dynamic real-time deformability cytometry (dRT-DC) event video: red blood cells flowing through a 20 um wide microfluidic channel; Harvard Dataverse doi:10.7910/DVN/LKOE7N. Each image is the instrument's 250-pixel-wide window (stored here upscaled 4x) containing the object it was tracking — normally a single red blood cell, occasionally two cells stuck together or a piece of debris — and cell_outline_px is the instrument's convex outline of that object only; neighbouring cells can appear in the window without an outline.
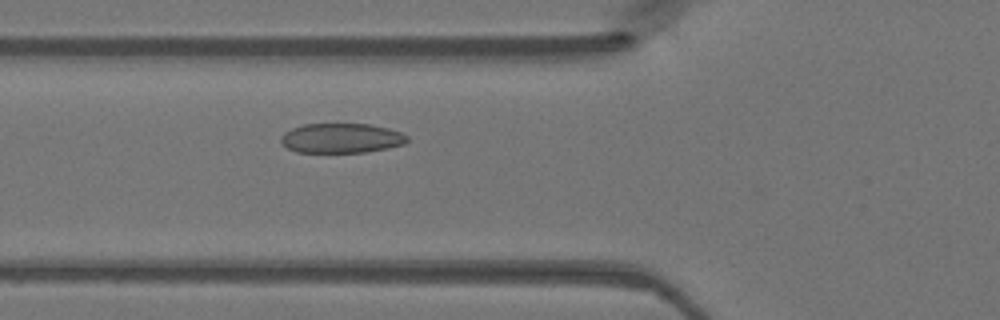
{"species": "Egyptian fruit bat (a non-hibernating species)", "species_latin": "Rousettus aegyptiacus", "temperature_condition": "warm", "stored_images_in_passage": 42, "camera_frame_rate_fps": 3000, "um_per_image_px": 0.085, "animal": {"sex": "female"}, "frame": {"image": 1, "passage_image": 11, "time_ms": 3.333, "image_size_px": [1000, 320], "cell_outline_px": [[408, 140], [404, 144], [388, 148], [364, 152], [296, 152], [288, 148], [280, 140], [280, 136], [284, 132], [292, 128], [304, 124], [368, 124], [388, 128], [400, 132], [408, 136]], "centroid_in_image_um": [29.01, 11.74], "position_along_channel_um": 96.8, "area_um2": 21.79}}
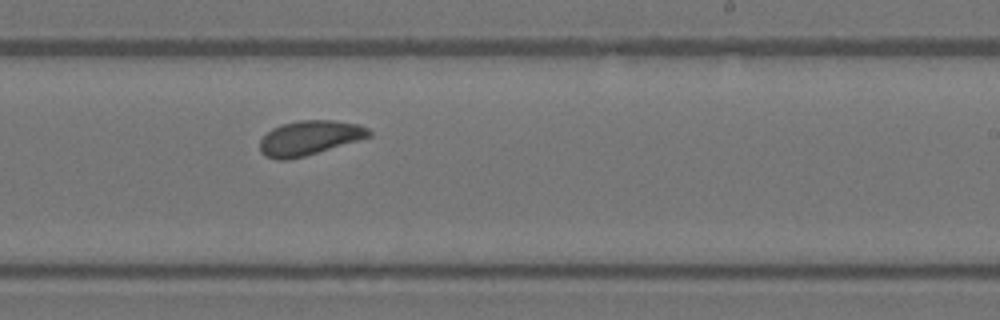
{"frame": {"image": 2, "passage_image": 23, "time_ms": 7.333, "image_size_px": [1000, 320], "cell_outline_px": [[372, 136], [304, 156], [288, 160], [276, 160], [264, 156], [260, 152], [260, 140], [272, 128], [284, 124], [300, 120], [332, 120], [360, 124], [368, 128], [372, 132]], "centroid_in_image_um": [26.3, 11.72], "position_along_channel_um": 262.7, "area_um2": 21.91}}
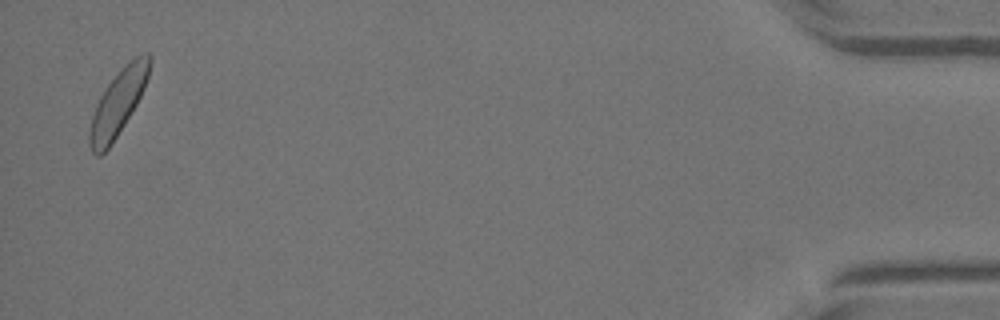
{"frame": {"image": 3, "passage_image": 41, "time_ms": 13.333, "image_size_px": [1000, 320], "cell_outline_px": [[152, 60], [148, 76], [144, 88], [136, 104], [112, 144], [100, 156], [96, 156], [92, 152], [88, 140], [88, 132], [92, 116], [96, 104], [100, 96], [108, 84], [124, 64], [136, 56], [144, 52], [148, 52], [152, 56]], "centroid_in_image_um": [10.03, 8.73], "position_along_channel_um": 425.2, "area_um2": 22.77}}